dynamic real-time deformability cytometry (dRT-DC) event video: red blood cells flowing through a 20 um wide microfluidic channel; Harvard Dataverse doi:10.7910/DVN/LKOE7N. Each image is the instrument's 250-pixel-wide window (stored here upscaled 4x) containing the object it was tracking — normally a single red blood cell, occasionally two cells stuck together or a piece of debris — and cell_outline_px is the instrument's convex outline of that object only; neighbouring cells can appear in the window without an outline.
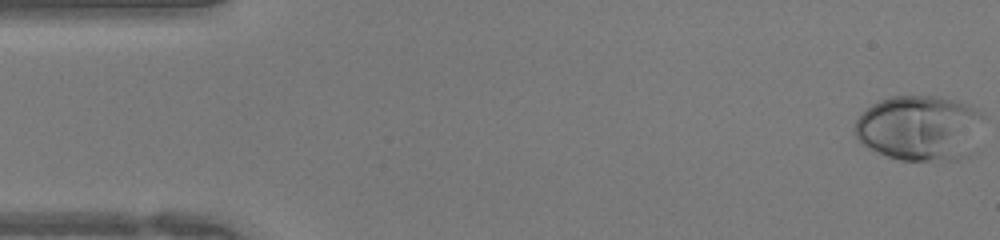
{"species": "human", "species_latin": "Homo sapiens", "temperature_condition": "warm", "stored_images_in_passage": 44, "camera_frame_rate_fps": 3000, "um_per_image_px": 0.085, "donor": {"sex": "female"}, "frame": {"image": 1, "passage_image": 1, "time_ms": 0.0, "image_size_px": [1000, 240], "cell_outline_px": [[980, 116], [968, 156], [960, 160], [900, 160], [888, 156], [868, 148], [856, 136], [856, 120], [872, 104], [880, 100], [892, 96], [936, 96], [952, 100], [964, 104], [972, 108]], "centroid_in_image_um": [78.08, 10.89], "position_along_channel_um": 6.9, "area_um2": 47.63}}
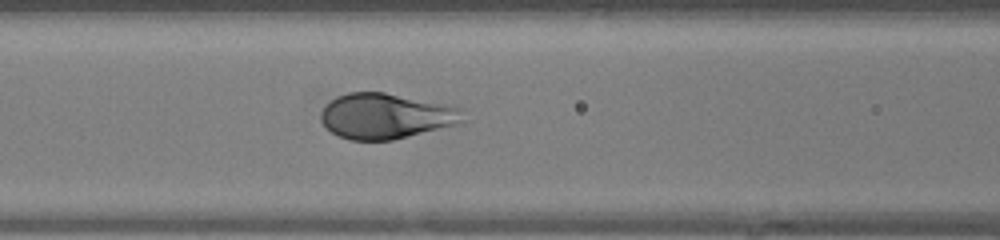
{"frame": {"image": 2, "passage_image": 18, "time_ms": 5.667, "image_size_px": [1000, 240], "cell_outline_px": [[464, 120], [456, 124], [392, 140], [348, 140], [332, 132], [320, 120], [320, 112], [336, 96], [348, 92], [384, 92], [448, 104], [460, 108]], "centroid_in_image_um": [32.78, 9.85], "position_along_channel_um": 133.8, "area_um2": 37.34}}
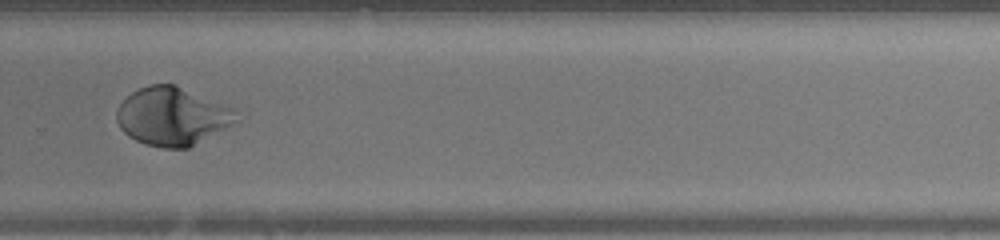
{"frame": {"image": 3, "passage_image": 30, "time_ms": 9.667, "image_size_px": [1000, 240], "cell_outline_px": [[240, 120], [188, 148], [164, 148], [148, 144], [136, 140], [128, 136], [120, 128], [116, 120], [116, 112], [120, 104], [132, 92], [148, 84], [176, 84], [236, 108]], "centroid_in_image_um": [14.68, 9.87], "position_along_channel_um": 315.1, "area_um2": 40.69}}